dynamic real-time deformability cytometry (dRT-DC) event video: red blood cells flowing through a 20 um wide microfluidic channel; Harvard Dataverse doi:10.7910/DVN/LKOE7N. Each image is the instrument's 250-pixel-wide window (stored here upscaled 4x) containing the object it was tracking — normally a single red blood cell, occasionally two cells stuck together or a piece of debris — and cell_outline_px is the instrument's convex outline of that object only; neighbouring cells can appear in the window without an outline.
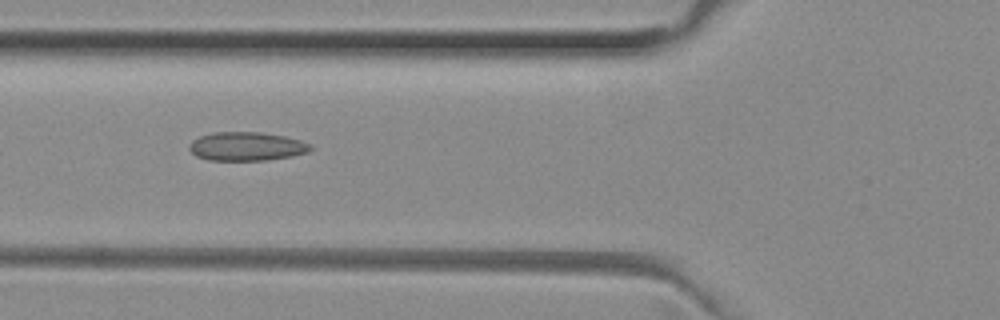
{"species": "common noctule bat (a hibernating species)", "species_latin": "Nyctalus noctula", "temperature_condition": "room temperature", "stored_images_in_passage": 13, "camera_frame_rate_fps": 3000, "um_per_image_px": 0.085, "animal": {"sex": "female", "body_mass_g": 29.2, "forearm_length_mm": 56.3}, "frame": {"image": 1, "passage_image": 4, "time_ms": 1.0, "image_size_px": [1000, 320], "cell_outline_px": [[312, 148], [308, 152], [292, 156], [268, 160], [208, 160], [196, 156], [188, 148], [188, 144], [192, 140], [200, 136], [212, 132], [260, 132], [284, 136], [300, 140], [312, 144]], "centroid_in_image_um": [20.95, 12.44], "position_along_channel_um": 104.9, "area_um2": 20.4}}
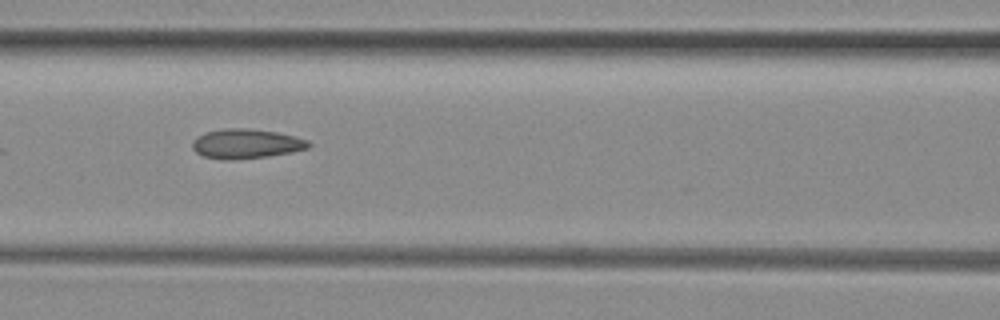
{"frame": {"image": 2, "passage_image": 7, "time_ms": 2.0, "image_size_px": [1000, 320], "cell_outline_px": [[312, 144], [308, 148], [292, 152], [268, 156], [232, 160], [224, 160], [204, 156], [196, 152], [192, 148], [192, 140], [204, 132], [224, 128], [248, 128], [276, 132], [296, 136], [308, 140]], "centroid_in_image_um": [20.92, 12.21], "position_along_channel_um": 145.7, "area_um2": 20.17}}
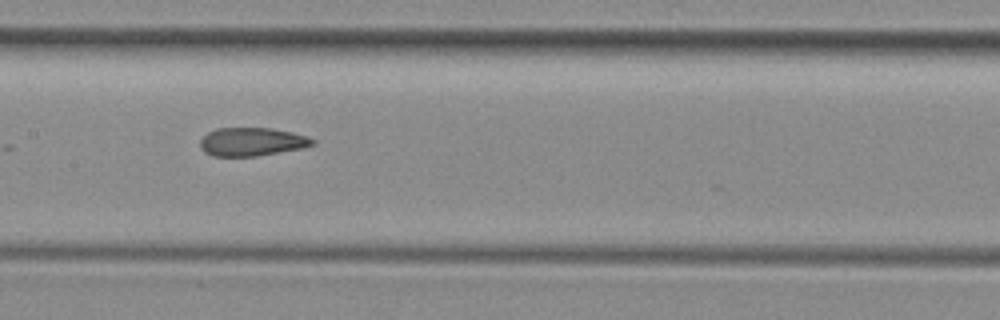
{"frame": {"image": 3, "passage_image": 10, "time_ms": 3.0, "image_size_px": [1000, 320], "cell_outline_px": [[316, 144], [300, 148], [256, 156], [212, 156], [204, 152], [200, 148], [200, 140], [208, 132], [216, 128], [272, 128], [292, 132], [316, 140]], "centroid_in_image_um": [21.37, 12.05], "position_along_channel_um": 186.0, "area_um2": 18.5}}